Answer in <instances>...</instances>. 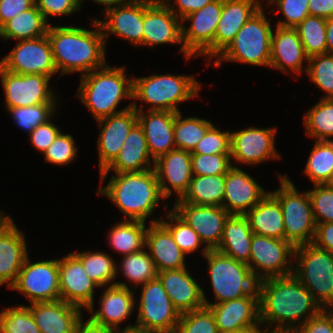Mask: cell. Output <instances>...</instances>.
I'll use <instances>...</instances> for the list:
<instances>
[{"instance_id": "6da1fadb", "label": "cell", "mask_w": 333, "mask_h": 333, "mask_svg": "<svg viewBox=\"0 0 333 333\" xmlns=\"http://www.w3.org/2000/svg\"><path fill=\"white\" fill-rule=\"evenodd\" d=\"M258 293L263 333H291L323 310L293 274L258 281Z\"/></svg>"}, {"instance_id": "7a4b0ae2", "label": "cell", "mask_w": 333, "mask_h": 333, "mask_svg": "<svg viewBox=\"0 0 333 333\" xmlns=\"http://www.w3.org/2000/svg\"><path fill=\"white\" fill-rule=\"evenodd\" d=\"M94 30L76 26L49 25V38L53 59L61 76L81 72V76L104 67L106 43L97 19L93 18Z\"/></svg>"}, {"instance_id": "3957f363", "label": "cell", "mask_w": 333, "mask_h": 333, "mask_svg": "<svg viewBox=\"0 0 333 333\" xmlns=\"http://www.w3.org/2000/svg\"><path fill=\"white\" fill-rule=\"evenodd\" d=\"M125 215V220L145 222L165 199L159 188L156 172L153 169L142 172L111 174L107 185L98 189Z\"/></svg>"}, {"instance_id": "277c9868", "label": "cell", "mask_w": 333, "mask_h": 333, "mask_svg": "<svg viewBox=\"0 0 333 333\" xmlns=\"http://www.w3.org/2000/svg\"><path fill=\"white\" fill-rule=\"evenodd\" d=\"M125 72L124 66L106 64L81 76L76 95L96 121L133 107L131 102L119 111L116 109L123 99L132 100L133 79L126 77Z\"/></svg>"}, {"instance_id": "5b68a950", "label": "cell", "mask_w": 333, "mask_h": 333, "mask_svg": "<svg viewBox=\"0 0 333 333\" xmlns=\"http://www.w3.org/2000/svg\"><path fill=\"white\" fill-rule=\"evenodd\" d=\"M132 79V99L150 104L148 111L180 112L179 103L198 97L201 88V83L188 75L153 74Z\"/></svg>"}, {"instance_id": "8992f818", "label": "cell", "mask_w": 333, "mask_h": 333, "mask_svg": "<svg viewBox=\"0 0 333 333\" xmlns=\"http://www.w3.org/2000/svg\"><path fill=\"white\" fill-rule=\"evenodd\" d=\"M273 30L263 7L237 32L230 44L216 57L215 67L222 61L270 67Z\"/></svg>"}, {"instance_id": "52a82bcc", "label": "cell", "mask_w": 333, "mask_h": 333, "mask_svg": "<svg viewBox=\"0 0 333 333\" xmlns=\"http://www.w3.org/2000/svg\"><path fill=\"white\" fill-rule=\"evenodd\" d=\"M204 257L208 262L210 283L216 300L213 303L209 302L203 290L205 305L222 303L248 295H259L258 280L246 263L236 261L217 250H208Z\"/></svg>"}, {"instance_id": "ba28073f", "label": "cell", "mask_w": 333, "mask_h": 333, "mask_svg": "<svg viewBox=\"0 0 333 333\" xmlns=\"http://www.w3.org/2000/svg\"><path fill=\"white\" fill-rule=\"evenodd\" d=\"M293 275L322 309L333 310V254L313 243L295 247Z\"/></svg>"}, {"instance_id": "9c48e42d", "label": "cell", "mask_w": 333, "mask_h": 333, "mask_svg": "<svg viewBox=\"0 0 333 333\" xmlns=\"http://www.w3.org/2000/svg\"><path fill=\"white\" fill-rule=\"evenodd\" d=\"M280 186L270 192L279 202L284 222L285 240L295 247L312 243L316 222L308 190L300 193L287 175H278Z\"/></svg>"}, {"instance_id": "30bf717a", "label": "cell", "mask_w": 333, "mask_h": 333, "mask_svg": "<svg viewBox=\"0 0 333 333\" xmlns=\"http://www.w3.org/2000/svg\"><path fill=\"white\" fill-rule=\"evenodd\" d=\"M250 251L247 265L258 281L293 274L295 246L289 241L253 234Z\"/></svg>"}, {"instance_id": "8fae6325", "label": "cell", "mask_w": 333, "mask_h": 333, "mask_svg": "<svg viewBox=\"0 0 333 333\" xmlns=\"http://www.w3.org/2000/svg\"><path fill=\"white\" fill-rule=\"evenodd\" d=\"M140 286L142 290L135 325L160 333H174L181 314L173 306L159 278Z\"/></svg>"}, {"instance_id": "7c38bea8", "label": "cell", "mask_w": 333, "mask_h": 333, "mask_svg": "<svg viewBox=\"0 0 333 333\" xmlns=\"http://www.w3.org/2000/svg\"><path fill=\"white\" fill-rule=\"evenodd\" d=\"M10 289L24 294L30 304L60 300L58 259L32 263L28 255Z\"/></svg>"}, {"instance_id": "4fadbf2b", "label": "cell", "mask_w": 333, "mask_h": 333, "mask_svg": "<svg viewBox=\"0 0 333 333\" xmlns=\"http://www.w3.org/2000/svg\"><path fill=\"white\" fill-rule=\"evenodd\" d=\"M0 77L5 92L6 110L38 104H57L56 91L52 90L51 85L49 87L51 77L42 74H17L1 65Z\"/></svg>"}, {"instance_id": "5bb4252c", "label": "cell", "mask_w": 333, "mask_h": 333, "mask_svg": "<svg viewBox=\"0 0 333 333\" xmlns=\"http://www.w3.org/2000/svg\"><path fill=\"white\" fill-rule=\"evenodd\" d=\"M0 65L17 74H42L51 77L58 73L47 35L20 40Z\"/></svg>"}, {"instance_id": "9a60e30c", "label": "cell", "mask_w": 333, "mask_h": 333, "mask_svg": "<svg viewBox=\"0 0 333 333\" xmlns=\"http://www.w3.org/2000/svg\"><path fill=\"white\" fill-rule=\"evenodd\" d=\"M172 210L192 227L204 243L202 254L215 250L222 239L223 229L229 213L222 206L193 205L179 199Z\"/></svg>"}, {"instance_id": "2e32d148", "label": "cell", "mask_w": 333, "mask_h": 333, "mask_svg": "<svg viewBox=\"0 0 333 333\" xmlns=\"http://www.w3.org/2000/svg\"><path fill=\"white\" fill-rule=\"evenodd\" d=\"M143 44H182L180 52L186 60L193 58L183 47L182 21L162 0H144Z\"/></svg>"}, {"instance_id": "e0dca14e", "label": "cell", "mask_w": 333, "mask_h": 333, "mask_svg": "<svg viewBox=\"0 0 333 333\" xmlns=\"http://www.w3.org/2000/svg\"><path fill=\"white\" fill-rule=\"evenodd\" d=\"M277 129L251 127L231 133V160L238 164L259 165L269 159H278L275 148Z\"/></svg>"}, {"instance_id": "ac0fdd59", "label": "cell", "mask_w": 333, "mask_h": 333, "mask_svg": "<svg viewBox=\"0 0 333 333\" xmlns=\"http://www.w3.org/2000/svg\"><path fill=\"white\" fill-rule=\"evenodd\" d=\"M60 300L88 310L94 307L99 286L87 275L81 260L73 253L58 259Z\"/></svg>"}, {"instance_id": "d6986e66", "label": "cell", "mask_w": 333, "mask_h": 333, "mask_svg": "<svg viewBox=\"0 0 333 333\" xmlns=\"http://www.w3.org/2000/svg\"><path fill=\"white\" fill-rule=\"evenodd\" d=\"M222 9L223 0H213L181 20L183 47L191 56H200L214 42ZM185 21L191 22L188 28Z\"/></svg>"}, {"instance_id": "ffe728a7", "label": "cell", "mask_w": 333, "mask_h": 333, "mask_svg": "<svg viewBox=\"0 0 333 333\" xmlns=\"http://www.w3.org/2000/svg\"><path fill=\"white\" fill-rule=\"evenodd\" d=\"M261 0H223L214 42L200 55L216 58L233 40L243 25L263 6Z\"/></svg>"}, {"instance_id": "44dd1931", "label": "cell", "mask_w": 333, "mask_h": 333, "mask_svg": "<svg viewBox=\"0 0 333 333\" xmlns=\"http://www.w3.org/2000/svg\"><path fill=\"white\" fill-rule=\"evenodd\" d=\"M123 282H116L108 286L101 295L100 307L95 311L90 307L87 311L91 316L89 319L93 324L110 328L115 331L121 330L120 323L124 322L134 311L135 291Z\"/></svg>"}, {"instance_id": "7402d4cb", "label": "cell", "mask_w": 333, "mask_h": 333, "mask_svg": "<svg viewBox=\"0 0 333 333\" xmlns=\"http://www.w3.org/2000/svg\"><path fill=\"white\" fill-rule=\"evenodd\" d=\"M137 122V111L133 107L97 121L102 127L97 141L100 172L119 155L125 139Z\"/></svg>"}, {"instance_id": "603a6c76", "label": "cell", "mask_w": 333, "mask_h": 333, "mask_svg": "<svg viewBox=\"0 0 333 333\" xmlns=\"http://www.w3.org/2000/svg\"><path fill=\"white\" fill-rule=\"evenodd\" d=\"M154 170L162 196L167 199L174 193L176 200L180 199L187 191L193 176L191 152L171 150L154 161Z\"/></svg>"}, {"instance_id": "cb8c5ba5", "label": "cell", "mask_w": 333, "mask_h": 333, "mask_svg": "<svg viewBox=\"0 0 333 333\" xmlns=\"http://www.w3.org/2000/svg\"><path fill=\"white\" fill-rule=\"evenodd\" d=\"M104 19H97L105 43L110 34L129 40L134 46L143 44L144 0H134L127 4L105 10Z\"/></svg>"}, {"instance_id": "d4e9b609", "label": "cell", "mask_w": 333, "mask_h": 333, "mask_svg": "<svg viewBox=\"0 0 333 333\" xmlns=\"http://www.w3.org/2000/svg\"><path fill=\"white\" fill-rule=\"evenodd\" d=\"M268 193L248 173L233 163L225 175L222 207L229 214L245 215Z\"/></svg>"}, {"instance_id": "484cf974", "label": "cell", "mask_w": 333, "mask_h": 333, "mask_svg": "<svg viewBox=\"0 0 333 333\" xmlns=\"http://www.w3.org/2000/svg\"><path fill=\"white\" fill-rule=\"evenodd\" d=\"M205 306L212 311L218 330H262L259 295H248Z\"/></svg>"}, {"instance_id": "4316f807", "label": "cell", "mask_w": 333, "mask_h": 333, "mask_svg": "<svg viewBox=\"0 0 333 333\" xmlns=\"http://www.w3.org/2000/svg\"><path fill=\"white\" fill-rule=\"evenodd\" d=\"M137 102H132L137 111L138 123L141 126L151 157L156 160L163 154L175 149L174 126L175 112L151 111L144 113L143 105L138 108ZM148 113V114H147Z\"/></svg>"}, {"instance_id": "83f0119b", "label": "cell", "mask_w": 333, "mask_h": 333, "mask_svg": "<svg viewBox=\"0 0 333 333\" xmlns=\"http://www.w3.org/2000/svg\"><path fill=\"white\" fill-rule=\"evenodd\" d=\"M25 234L11 218L0 228V286L11 288L28 257Z\"/></svg>"}, {"instance_id": "f1b7e54d", "label": "cell", "mask_w": 333, "mask_h": 333, "mask_svg": "<svg viewBox=\"0 0 333 333\" xmlns=\"http://www.w3.org/2000/svg\"><path fill=\"white\" fill-rule=\"evenodd\" d=\"M29 309L41 333H75L85 315L63 300L31 303Z\"/></svg>"}, {"instance_id": "f546056e", "label": "cell", "mask_w": 333, "mask_h": 333, "mask_svg": "<svg viewBox=\"0 0 333 333\" xmlns=\"http://www.w3.org/2000/svg\"><path fill=\"white\" fill-rule=\"evenodd\" d=\"M157 277L180 314L205 306L203 288L187 268L164 270L158 272Z\"/></svg>"}, {"instance_id": "4dcf8cb0", "label": "cell", "mask_w": 333, "mask_h": 333, "mask_svg": "<svg viewBox=\"0 0 333 333\" xmlns=\"http://www.w3.org/2000/svg\"><path fill=\"white\" fill-rule=\"evenodd\" d=\"M154 161L148 150L144 132L137 122L125 139L119 155L104 171L100 172L101 185L112 170L114 173L142 172L153 169Z\"/></svg>"}, {"instance_id": "1f68e13d", "label": "cell", "mask_w": 333, "mask_h": 333, "mask_svg": "<svg viewBox=\"0 0 333 333\" xmlns=\"http://www.w3.org/2000/svg\"><path fill=\"white\" fill-rule=\"evenodd\" d=\"M157 219V220H156ZM152 219L146 231V249L158 272L186 268V254L179 248L170 230L160 221Z\"/></svg>"}, {"instance_id": "d6a6232c", "label": "cell", "mask_w": 333, "mask_h": 333, "mask_svg": "<svg viewBox=\"0 0 333 333\" xmlns=\"http://www.w3.org/2000/svg\"><path fill=\"white\" fill-rule=\"evenodd\" d=\"M303 61L307 63L308 57L297 30L276 26L271 39L270 67L281 70L283 73L291 71L301 74L303 71L306 72L302 65Z\"/></svg>"}, {"instance_id": "836d02e7", "label": "cell", "mask_w": 333, "mask_h": 333, "mask_svg": "<svg viewBox=\"0 0 333 333\" xmlns=\"http://www.w3.org/2000/svg\"><path fill=\"white\" fill-rule=\"evenodd\" d=\"M252 236L246 216L230 214L224 224L221 242L215 250L247 264L251 255Z\"/></svg>"}, {"instance_id": "e575fe53", "label": "cell", "mask_w": 333, "mask_h": 333, "mask_svg": "<svg viewBox=\"0 0 333 333\" xmlns=\"http://www.w3.org/2000/svg\"><path fill=\"white\" fill-rule=\"evenodd\" d=\"M245 216L253 234L285 239L282 209L278 200L270 192Z\"/></svg>"}, {"instance_id": "d590c367", "label": "cell", "mask_w": 333, "mask_h": 333, "mask_svg": "<svg viewBox=\"0 0 333 333\" xmlns=\"http://www.w3.org/2000/svg\"><path fill=\"white\" fill-rule=\"evenodd\" d=\"M49 24L34 5L17 14L0 28V38L4 40H27L47 35Z\"/></svg>"}, {"instance_id": "8d00e7d4", "label": "cell", "mask_w": 333, "mask_h": 333, "mask_svg": "<svg viewBox=\"0 0 333 333\" xmlns=\"http://www.w3.org/2000/svg\"><path fill=\"white\" fill-rule=\"evenodd\" d=\"M224 191L225 175H193L179 200L193 205L222 206Z\"/></svg>"}, {"instance_id": "74e56055", "label": "cell", "mask_w": 333, "mask_h": 333, "mask_svg": "<svg viewBox=\"0 0 333 333\" xmlns=\"http://www.w3.org/2000/svg\"><path fill=\"white\" fill-rule=\"evenodd\" d=\"M146 231L145 222L124 219L110 229L108 243L115 252L129 255L145 248Z\"/></svg>"}, {"instance_id": "f35d334b", "label": "cell", "mask_w": 333, "mask_h": 333, "mask_svg": "<svg viewBox=\"0 0 333 333\" xmlns=\"http://www.w3.org/2000/svg\"><path fill=\"white\" fill-rule=\"evenodd\" d=\"M304 174L317 184H329L333 177V140H315Z\"/></svg>"}, {"instance_id": "ab89813d", "label": "cell", "mask_w": 333, "mask_h": 333, "mask_svg": "<svg viewBox=\"0 0 333 333\" xmlns=\"http://www.w3.org/2000/svg\"><path fill=\"white\" fill-rule=\"evenodd\" d=\"M82 262L87 275L100 287L115 285L117 264L109 254L100 251L73 252Z\"/></svg>"}, {"instance_id": "60d3db41", "label": "cell", "mask_w": 333, "mask_h": 333, "mask_svg": "<svg viewBox=\"0 0 333 333\" xmlns=\"http://www.w3.org/2000/svg\"><path fill=\"white\" fill-rule=\"evenodd\" d=\"M306 135L314 140H333V99H320L304 113Z\"/></svg>"}, {"instance_id": "b9f144b4", "label": "cell", "mask_w": 333, "mask_h": 333, "mask_svg": "<svg viewBox=\"0 0 333 333\" xmlns=\"http://www.w3.org/2000/svg\"><path fill=\"white\" fill-rule=\"evenodd\" d=\"M213 126L212 122L199 117L182 118V113L177 112L174 126L175 149L193 152L197 143L206 135Z\"/></svg>"}, {"instance_id": "7bdbcfd3", "label": "cell", "mask_w": 333, "mask_h": 333, "mask_svg": "<svg viewBox=\"0 0 333 333\" xmlns=\"http://www.w3.org/2000/svg\"><path fill=\"white\" fill-rule=\"evenodd\" d=\"M145 249L146 247L141 251L122 256L120 267H116L117 274H119L118 268H120V272L128 279L127 281L130 282L131 285L134 284V289L138 285L140 286L155 279L158 275L155 263L151 259L149 252Z\"/></svg>"}, {"instance_id": "ee69618b", "label": "cell", "mask_w": 333, "mask_h": 333, "mask_svg": "<svg viewBox=\"0 0 333 333\" xmlns=\"http://www.w3.org/2000/svg\"><path fill=\"white\" fill-rule=\"evenodd\" d=\"M326 22L325 18L309 15L295 27L308 58L327 53Z\"/></svg>"}, {"instance_id": "f6af8a7d", "label": "cell", "mask_w": 333, "mask_h": 333, "mask_svg": "<svg viewBox=\"0 0 333 333\" xmlns=\"http://www.w3.org/2000/svg\"><path fill=\"white\" fill-rule=\"evenodd\" d=\"M305 66L309 79L318 86L324 94L322 99H333V54L326 53L308 58Z\"/></svg>"}, {"instance_id": "bcb514c9", "label": "cell", "mask_w": 333, "mask_h": 333, "mask_svg": "<svg viewBox=\"0 0 333 333\" xmlns=\"http://www.w3.org/2000/svg\"><path fill=\"white\" fill-rule=\"evenodd\" d=\"M0 333H41L29 306L18 305L0 312Z\"/></svg>"}, {"instance_id": "7dc6e473", "label": "cell", "mask_w": 333, "mask_h": 333, "mask_svg": "<svg viewBox=\"0 0 333 333\" xmlns=\"http://www.w3.org/2000/svg\"><path fill=\"white\" fill-rule=\"evenodd\" d=\"M56 106L57 104H38L9 108L7 111L15 124L30 134L35 128L50 120L53 114L55 115Z\"/></svg>"}, {"instance_id": "c3c4849f", "label": "cell", "mask_w": 333, "mask_h": 333, "mask_svg": "<svg viewBox=\"0 0 333 333\" xmlns=\"http://www.w3.org/2000/svg\"><path fill=\"white\" fill-rule=\"evenodd\" d=\"M167 221L160 220L171 232L179 248L186 254H191L204 244L196 231L181 219L172 209L165 212Z\"/></svg>"}, {"instance_id": "681fc988", "label": "cell", "mask_w": 333, "mask_h": 333, "mask_svg": "<svg viewBox=\"0 0 333 333\" xmlns=\"http://www.w3.org/2000/svg\"><path fill=\"white\" fill-rule=\"evenodd\" d=\"M174 333H218L212 311L203 308L182 313Z\"/></svg>"}, {"instance_id": "f907efd6", "label": "cell", "mask_w": 333, "mask_h": 333, "mask_svg": "<svg viewBox=\"0 0 333 333\" xmlns=\"http://www.w3.org/2000/svg\"><path fill=\"white\" fill-rule=\"evenodd\" d=\"M192 175H226L232 167L230 154L191 153Z\"/></svg>"}, {"instance_id": "816d5d0a", "label": "cell", "mask_w": 333, "mask_h": 333, "mask_svg": "<svg viewBox=\"0 0 333 333\" xmlns=\"http://www.w3.org/2000/svg\"><path fill=\"white\" fill-rule=\"evenodd\" d=\"M308 194L316 224L333 222V186L317 184Z\"/></svg>"}, {"instance_id": "f5cc1de1", "label": "cell", "mask_w": 333, "mask_h": 333, "mask_svg": "<svg viewBox=\"0 0 333 333\" xmlns=\"http://www.w3.org/2000/svg\"><path fill=\"white\" fill-rule=\"evenodd\" d=\"M71 134L60 133L43 153L44 160L54 165H68L77 157L78 148Z\"/></svg>"}, {"instance_id": "db71d44e", "label": "cell", "mask_w": 333, "mask_h": 333, "mask_svg": "<svg viewBox=\"0 0 333 333\" xmlns=\"http://www.w3.org/2000/svg\"><path fill=\"white\" fill-rule=\"evenodd\" d=\"M267 6L276 4L278 10L285 17L277 26L284 28H295L307 16H309V0H266Z\"/></svg>"}, {"instance_id": "11a10c76", "label": "cell", "mask_w": 333, "mask_h": 333, "mask_svg": "<svg viewBox=\"0 0 333 333\" xmlns=\"http://www.w3.org/2000/svg\"><path fill=\"white\" fill-rule=\"evenodd\" d=\"M231 133L220 131L214 125L206 135L197 143L192 153L198 154H230Z\"/></svg>"}, {"instance_id": "9f6ffc18", "label": "cell", "mask_w": 333, "mask_h": 333, "mask_svg": "<svg viewBox=\"0 0 333 333\" xmlns=\"http://www.w3.org/2000/svg\"><path fill=\"white\" fill-rule=\"evenodd\" d=\"M81 4L82 0H35L36 7L49 25V16L72 15L80 12Z\"/></svg>"}, {"instance_id": "6f0895ef", "label": "cell", "mask_w": 333, "mask_h": 333, "mask_svg": "<svg viewBox=\"0 0 333 333\" xmlns=\"http://www.w3.org/2000/svg\"><path fill=\"white\" fill-rule=\"evenodd\" d=\"M53 118L35 128L29 135L32 146L44 153L54 142L61 130L52 122Z\"/></svg>"}, {"instance_id": "680465c9", "label": "cell", "mask_w": 333, "mask_h": 333, "mask_svg": "<svg viewBox=\"0 0 333 333\" xmlns=\"http://www.w3.org/2000/svg\"><path fill=\"white\" fill-rule=\"evenodd\" d=\"M291 333H333V310L323 309Z\"/></svg>"}, {"instance_id": "91938a15", "label": "cell", "mask_w": 333, "mask_h": 333, "mask_svg": "<svg viewBox=\"0 0 333 333\" xmlns=\"http://www.w3.org/2000/svg\"><path fill=\"white\" fill-rule=\"evenodd\" d=\"M35 5V0H0V28L14 16Z\"/></svg>"}, {"instance_id": "94428289", "label": "cell", "mask_w": 333, "mask_h": 333, "mask_svg": "<svg viewBox=\"0 0 333 333\" xmlns=\"http://www.w3.org/2000/svg\"><path fill=\"white\" fill-rule=\"evenodd\" d=\"M162 1L178 18L182 20L187 15L200 10L213 0H173L175 1L173 4L171 3V0Z\"/></svg>"}, {"instance_id": "6125c7cd", "label": "cell", "mask_w": 333, "mask_h": 333, "mask_svg": "<svg viewBox=\"0 0 333 333\" xmlns=\"http://www.w3.org/2000/svg\"><path fill=\"white\" fill-rule=\"evenodd\" d=\"M312 243L333 254V222L316 224Z\"/></svg>"}, {"instance_id": "be15d7a7", "label": "cell", "mask_w": 333, "mask_h": 333, "mask_svg": "<svg viewBox=\"0 0 333 333\" xmlns=\"http://www.w3.org/2000/svg\"><path fill=\"white\" fill-rule=\"evenodd\" d=\"M309 15L325 19L333 17V0H309Z\"/></svg>"}, {"instance_id": "e7e4bbea", "label": "cell", "mask_w": 333, "mask_h": 333, "mask_svg": "<svg viewBox=\"0 0 333 333\" xmlns=\"http://www.w3.org/2000/svg\"><path fill=\"white\" fill-rule=\"evenodd\" d=\"M75 333H116L115 330L93 324L89 319L82 320Z\"/></svg>"}, {"instance_id": "03108f58", "label": "cell", "mask_w": 333, "mask_h": 333, "mask_svg": "<svg viewBox=\"0 0 333 333\" xmlns=\"http://www.w3.org/2000/svg\"><path fill=\"white\" fill-rule=\"evenodd\" d=\"M327 53L333 54V17L326 22Z\"/></svg>"}, {"instance_id": "003e7915", "label": "cell", "mask_w": 333, "mask_h": 333, "mask_svg": "<svg viewBox=\"0 0 333 333\" xmlns=\"http://www.w3.org/2000/svg\"><path fill=\"white\" fill-rule=\"evenodd\" d=\"M116 333H160L156 330H152V329H146V328H142L136 325H127L125 327V329L123 330H118L116 331Z\"/></svg>"}, {"instance_id": "a7ac6f4b", "label": "cell", "mask_w": 333, "mask_h": 333, "mask_svg": "<svg viewBox=\"0 0 333 333\" xmlns=\"http://www.w3.org/2000/svg\"><path fill=\"white\" fill-rule=\"evenodd\" d=\"M83 1H85V0H82V2ZM93 1H94V3L96 2L97 4L106 6V8L102 11V12H104L105 10L114 7V5L116 7L118 5L127 4L134 0H93Z\"/></svg>"}, {"instance_id": "89a4df30", "label": "cell", "mask_w": 333, "mask_h": 333, "mask_svg": "<svg viewBox=\"0 0 333 333\" xmlns=\"http://www.w3.org/2000/svg\"><path fill=\"white\" fill-rule=\"evenodd\" d=\"M218 333H263V332L262 330H232V331L218 330Z\"/></svg>"}, {"instance_id": "2644e50d", "label": "cell", "mask_w": 333, "mask_h": 333, "mask_svg": "<svg viewBox=\"0 0 333 333\" xmlns=\"http://www.w3.org/2000/svg\"><path fill=\"white\" fill-rule=\"evenodd\" d=\"M11 219V216H6V214L0 210V228Z\"/></svg>"}, {"instance_id": "8c879c8a", "label": "cell", "mask_w": 333, "mask_h": 333, "mask_svg": "<svg viewBox=\"0 0 333 333\" xmlns=\"http://www.w3.org/2000/svg\"><path fill=\"white\" fill-rule=\"evenodd\" d=\"M329 185L333 186V177H332V179H331Z\"/></svg>"}]
</instances>
